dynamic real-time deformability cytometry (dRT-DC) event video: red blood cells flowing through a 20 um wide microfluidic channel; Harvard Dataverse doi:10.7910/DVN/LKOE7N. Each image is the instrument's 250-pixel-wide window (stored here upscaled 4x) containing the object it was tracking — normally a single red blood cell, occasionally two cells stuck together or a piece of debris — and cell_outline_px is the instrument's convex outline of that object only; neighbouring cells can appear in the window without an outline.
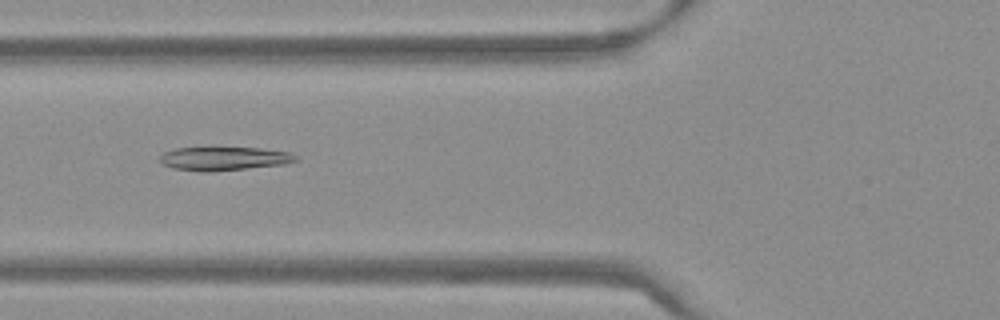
{"species": "Egyptian fruit bat (a non-hibernating species)", "species_latin": "Rousettus aegyptiacus", "temperature_condition": "warm", "stored_images_in_passage": 54, "camera_frame_rate_fps": 3000, "um_per_image_px": 0.085, "frame": {"image": 1, "passage_image": 21, "time_ms": 6.667, "image_size_px": [1000, 320], "cell_outline_px": [[300, 160], [284, 164], [212, 172], [200, 172], [172, 168], [164, 164], [160, 160], [160, 156], [164, 152], [176, 148], [208, 144], [260, 148], [292, 152]], "centroid_in_image_um": [19.02, 13.42], "position_along_channel_um": 106.8, "area_um2": 19.94}}
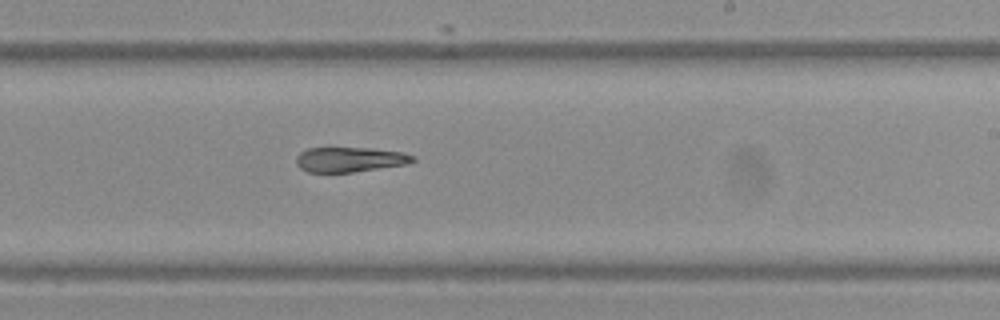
{"frame": {"image": 2, "passage_image": 33, "time_ms": 10.667, "image_size_px": [1000, 320], "cell_outline_px": [[416, 160], [408, 164], [352, 172], [308, 172], [300, 168], [296, 164], [296, 156], [300, 152], [308, 148], [372, 148], [404, 152], [416, 156]], "centroid_in_image_um": [29.76, 13.55], "position_along_channel_um": 259.2, "area_um2": 17.05}}
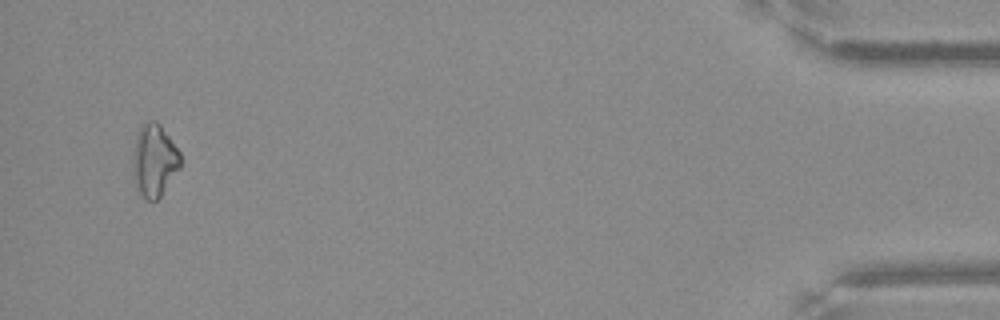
{"frame": {"image": 3, "passage_image": 52, "time_ms": 17.0, "image_size_px": [1000, 320], "cell_outline_px": [[180, 168], [160, 196], [156, 200], [148, 200], [136, 188], [132, 176], [132, 152], [136, 136], [140, 124], [152, 120], [156, 120], [160, 124], [180, 152]], "centroid_in_image_um": [13.08, 13.6], "position_along_channel_um": 422.1, "area_um2": 20.23}}